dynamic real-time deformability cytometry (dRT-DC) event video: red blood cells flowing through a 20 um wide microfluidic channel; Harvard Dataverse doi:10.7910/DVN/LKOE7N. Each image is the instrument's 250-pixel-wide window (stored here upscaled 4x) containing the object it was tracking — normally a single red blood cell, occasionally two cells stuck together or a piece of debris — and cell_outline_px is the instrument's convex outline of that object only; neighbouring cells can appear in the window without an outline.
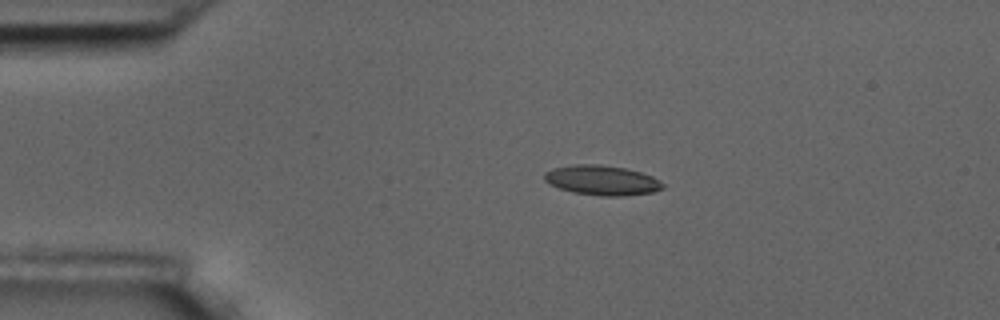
{"species": "common noctule bat (a hibernating species)", "species_latin": "Nyctalus noctula", "temperature_condition": "room temperature", "stored_images_in_passage": 46, "camera_frame_rate_fps": 3000, "um_per_image_px": 0.085, "animal": {"sex": "male", "body_mass_g": 17.5, "forearm_length_mm": 52.3}, "frame": {"image": 1, "passage_image": 1, "time_ms": 0.0, "image_size_px": [1000, 320], "cell_outline_px": [[664, 188], [652, 192], [624, 196], [600, 196], [572, 192], [560, 188], [544, 180], [544, 172], [552, 168], [572, 164], [600, 164], [624, 168], [640, 172], [652, 176], [664, 184]], "centroid_in_image_um": [51.15, 15.32], "position_along_channel_um": 33.8, "area_um2": 20.58}}
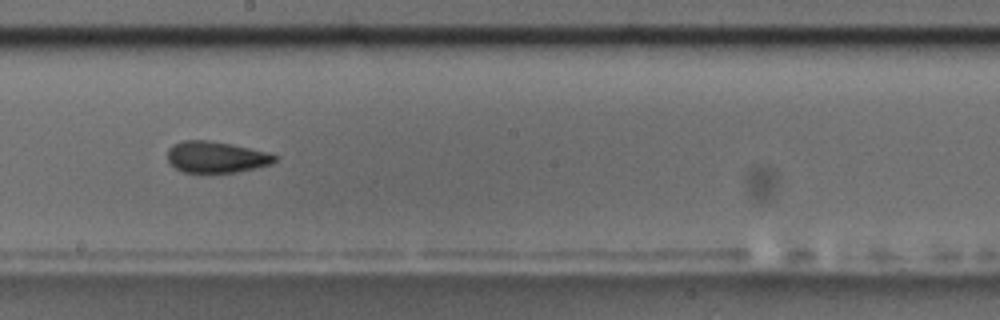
{"frame": {"image": 2, "passage_image": 21, "time_ms": 6.667, "image_size_px": [1000, 320], "cell_outline_px": [[276, 160], [272, 164], [236, 172], [184, 172], [168, 164], [168, 148], [172, 144], [184, 140], [208, 140], [232, 144], [268, 152], [276, 156]], "centroid_in_image_um": [18.35, 13.34], "position_along_channel_um": 229.9, "area_um2": 19.59}}
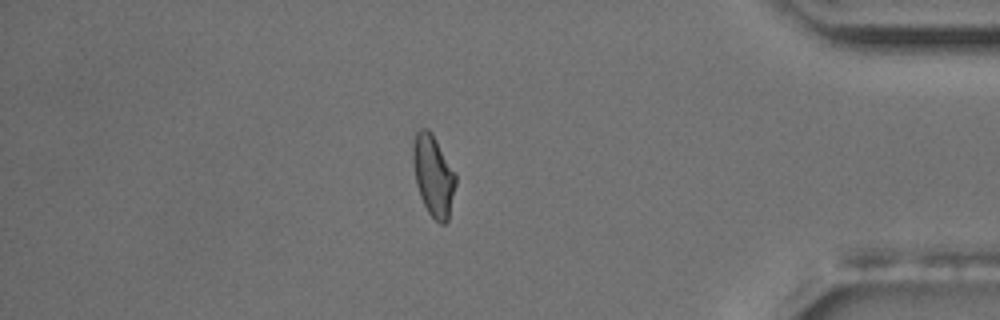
{"frame": {"image": 3, "passage_image": 38, "time_ms": 12.333, "image_size_px": [1000, 320], "cell_outline_px": [[456, 184], [448, 220], [444, 224], [440, 224], [428, 212], [420, 196], [416, 184], [412, 164], [412, 148], [416, 132], [420, 128], [428, 128], [432, 132], [456, 176]], "centroid_in_image_um": [36.81, 14.91], "position_along_channel_um": 398.4, "area_um2": 20.11}, "authors_computed_cell_mechanics": {"area_um2": 20.0566, "velocity_mm_per_s": 3.5749, "shape_relaxation_time_tau1_ms": null, "shape_relaxation_time_tau2_ms": 2.0949, "deformation_change_tau1": null, "deformation_change_tau2": 0.0852}}